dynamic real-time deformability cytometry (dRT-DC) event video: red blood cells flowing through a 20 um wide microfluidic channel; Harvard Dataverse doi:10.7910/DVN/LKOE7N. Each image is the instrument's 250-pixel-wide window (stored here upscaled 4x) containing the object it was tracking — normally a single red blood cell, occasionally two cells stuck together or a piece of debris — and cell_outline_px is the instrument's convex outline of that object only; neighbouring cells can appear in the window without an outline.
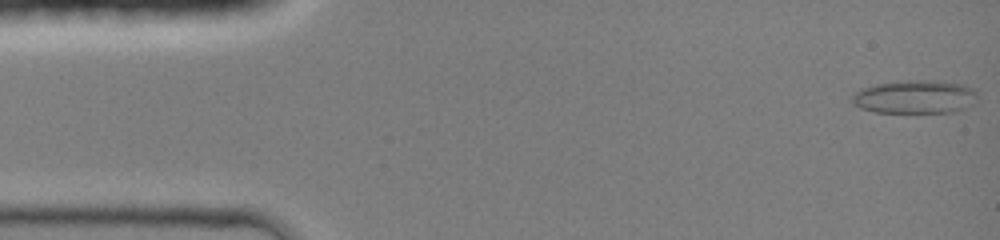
{"species": "common noctule bat (a hibernating species)", "species_latin": "Nyctalus noctula", "temperature_condition": "room temperature", "stored_images_in_passage": 44, "camera_frame_rate_fps": 3000, "um_per_image_px": 0.085, "animal": {"sex": "female", "body_mass_g": 19.0, "forearm_length_mm": 51.5}, "frame": {"image": 1, "passage_image": 1, "time_ms": 0.0, "image_size_px": [1000, 240], "cell_outline_px": [[976, 104], [952, 112], [876, 112], [860, 108], [852, 100], [852, 96], [860, 88], [876, 84], [900, 80], [936, 80], [960, 84], [976, 88]], "centroid_in_image_um": [77.8, 8.22], "position_along_channel_um": 7.2, "area_um2": 24.51}}
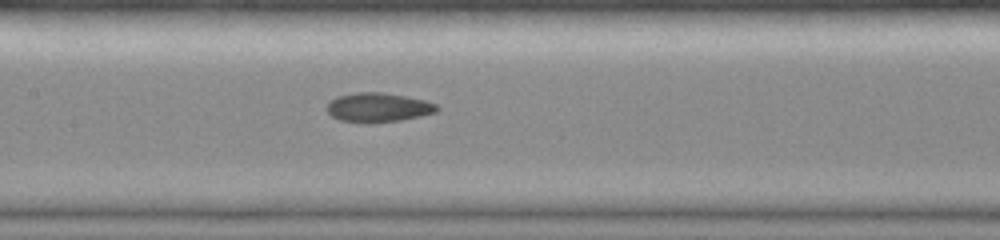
{"frame": {"image": 2, "passage_image": 21, "time_ms": 6.667, "image_size_px": [1000, 240], "cell_outline_px": [[440, 108], [436, 112], [420, 116], [400, 120], [372, 124], [368, 124], [340, 120], [332, 116], [324, 108], [336, 96], [356, 92], [380, 92], [404, 96], [424, 100], [436, 104]], "centroid_in_image_um": [32.12, 9.14], "position_along_channel_um": 175.3, "area_um2": 18.9}}
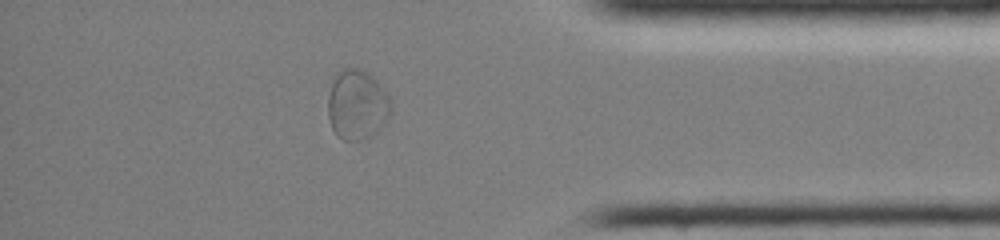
{"frame": {"image": 3, "passage_image": 38, "time_ms": 12.333, "image_size_px": [1000, 240], "cell_outline_px": [[392, 108], [388, 116], [372, 136], [360, 140], [344, 140], [336, 136], [332, 128], [328, 116], [328, 96], [332, 84], [336, 76], [344, 68], [356, 68], [364, 72], [376, 80], [388, 96]], "centroid_in_image_um": [30.33, 8.94], "position_along_channel_um": 404.9, "area_um2": 25.09}, "authors_computed_cell_mechanics": {"area_um2": 19.5653, "velocity_mm_per_s": 4.2862, "shape_relaxation_time_tau1_ms": 5.4633, "shape_relaxation_time_tau2_ms": 2.0677, "deformation_change_tau1": 0.1551, "deformation_change_tau2": 0.0589}}